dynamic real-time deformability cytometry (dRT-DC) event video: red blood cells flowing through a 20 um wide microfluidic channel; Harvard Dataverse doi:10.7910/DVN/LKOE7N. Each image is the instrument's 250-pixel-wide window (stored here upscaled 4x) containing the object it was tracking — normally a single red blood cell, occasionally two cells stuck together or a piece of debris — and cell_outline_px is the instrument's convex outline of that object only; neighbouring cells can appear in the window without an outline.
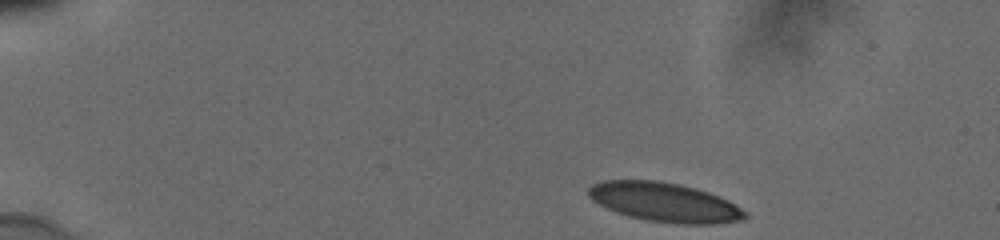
{"species": "human", "species_latin": "Homo sapiens", "temperature_condition": "cold", "stored_images_in_passage": 46, "camera_frame_rate_fps": 3000, "um_per_image_px": 0.085, "donor": {"sex": "male"}, "frame": {"image": 1, "passage_image": 1, "time_ms": 0.0, "image_size_px": [1000, 240], "cell_outline_px": [[748, 216], [744, 220], [712, 224], [680, 224], [648, 220], [628, 216], [616, 212], [592, 200], [588, 196], [588, 188], [592, 184], [600, 180], [660, 180], [696, 188], [708, 192], [728, 200], [740, 208]], "centroid_in_image_um": [56.47, 17.18], "position_along_channel_um": 28.5, "area_um2": 35.72}}
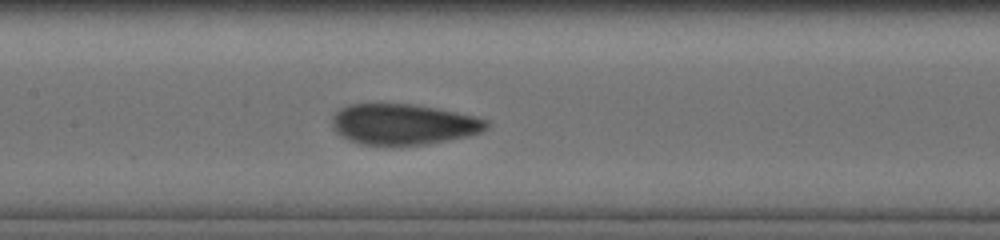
{"frame": {"image": 2, "passage_image": 20, "time_ms": 6.333, "image_size_px": [1000, 240], "cell_outline_px": [[488, 128], [480, 132], [468, 136], [424, 144], [360, 144], [340, 136], [336, 132], [332, 124], [332, 116], [340, 108], [348, 104], [408, 104], [432, 108], [472, 116], [488, 120]], "centroid_in_image_um": [34.24, 10.56], "position_along_channel_um": 173.2, "area_um2": 35.95}}
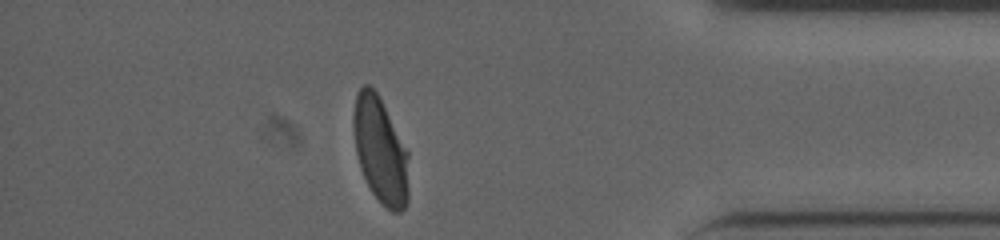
{"frame": {"image": 3, "passage_image": 40, "time_ms": 13.0, "image_size_px": [1000, 240], "cell_outline_px": [[408, 200], [404, 208], [400, 212], [392, 212], [380, 204], [372, 192], [360, 168], [356, 152], [352, 128], [352, 116], [356, 96], [360, 88], [364, 84], [368, 84], [376, 92], [408, 152]], "centroid_in_image_um": [32.31, 12.82], "position_along_channel_um": 402.9, "area_um2": 34.04}, "authors_computed_cell_mechanics": {"area_um2": 36.3562, "velocity_mm_per_s": 3.8466, "shape_relaxation_time_tau1_ms": 5.7877, "shape_relaxation_time_tau2_ms": 0.6729, "deformation_change_tau1": 0.1672, "deformation_change_tau2": 0.0681}}